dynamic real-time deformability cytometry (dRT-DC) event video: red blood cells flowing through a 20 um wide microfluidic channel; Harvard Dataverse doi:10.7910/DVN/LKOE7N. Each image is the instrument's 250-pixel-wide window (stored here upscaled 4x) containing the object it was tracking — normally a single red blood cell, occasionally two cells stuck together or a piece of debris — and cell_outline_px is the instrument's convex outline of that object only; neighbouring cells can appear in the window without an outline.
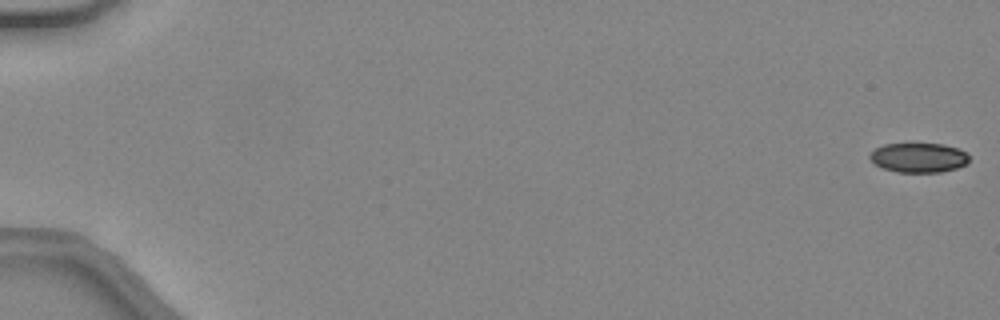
{"species": "common noctule bat (a hibernating species)", "species_latin": "Nyctalus noctula", "temperature_condition": "warm", "stored_images_in_passage": 11, "camera_frame_rate_fps": 3000, "um_per_image_px": 0.085, "animal": {"sex": "female", "body_mass_g": 24.6, "forearm_length_mm": 56.2}, "frame": {"image": 1, "passage_image": 1, "time_ms": 0.0, "image_size_px": [1000, 320], "cell_outline_px": [[968, 160], [964, 164], [956, 168], [940, 172], [900, 172], [884, 168], [876, 164], [868, 156], [876, 148], [884, 144], [940, 144], [956, 148], [964, 152], [968, 156]], "centroid_in_image_um": [78.06, 13.4], "position_along_channel_um": 6.9, "area_um2": 16.65}}